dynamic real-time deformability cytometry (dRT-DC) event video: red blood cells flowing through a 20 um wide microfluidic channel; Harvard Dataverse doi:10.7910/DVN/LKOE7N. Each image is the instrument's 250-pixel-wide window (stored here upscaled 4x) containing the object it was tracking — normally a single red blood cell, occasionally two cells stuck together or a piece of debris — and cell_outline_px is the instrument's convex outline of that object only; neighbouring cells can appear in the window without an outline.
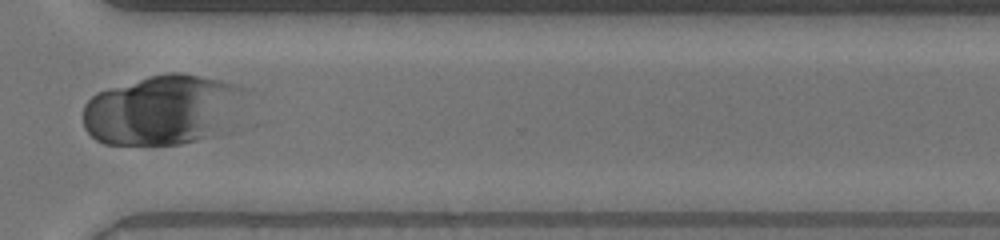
{"species": "human", "species_latin": "Homo sapiens", "temperature_condition": "warm", "stored_images_in_passage": 41, "camera_frame_rate_fps": 3000, "um_per_image_px": 0.085, "donor": {"sex": "male"}, "frame": {"image": 1, "passage_image": 34, "time_ms": 11.0, "image_size_px": [1000, 240], "cell_outline_px": [[244, 88], [216, 136], [180, 144], [104, 144], [96, 140], [84, 128], [84, 104], [96, 92], [148, 76], [168, 72], [180, 72], [220, 80], [236, 84]], "centroid_in_image_um": [13.65, 9.33], "position_along_channel_um": 356.9, "area_um2": 64.56}}